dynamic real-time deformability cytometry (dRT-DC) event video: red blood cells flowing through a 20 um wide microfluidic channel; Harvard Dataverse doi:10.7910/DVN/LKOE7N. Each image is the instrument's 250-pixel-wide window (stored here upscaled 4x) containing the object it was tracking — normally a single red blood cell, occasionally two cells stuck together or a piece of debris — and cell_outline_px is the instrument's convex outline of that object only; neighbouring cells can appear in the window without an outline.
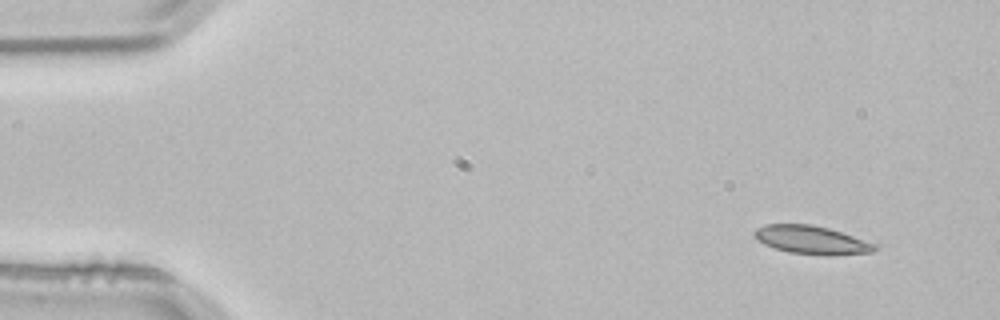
{"species": "common noctule bat (a hibernating species)", "species_latin": "Nyctalus noctula", "temperature_condition": "room temperature", "stored_images_in_passage": 3, "camera_frame_rate_fps": 3000, "um_per_image_px": 0.085, "animal": {"sex": "male", "body_mass_g": 21.5, "forearm_length_mm": 52.0}, "frame": {"image": 1, "passage_image": 1, "time_ms": 0.0, "image_size_px": [1000, 320], "cell_outline_px": [[880, 248], [872, 252], [828, 256], [788, 252], [764, 244], [752, 236], [752, 232], [756, 228], [764, 224], [812, 224], [828, 228], [876, 244]], "centroid_in_image_um": [68.96, 20.4], "position_along_channel_um": 16.0, "area_um2": 19.94}}
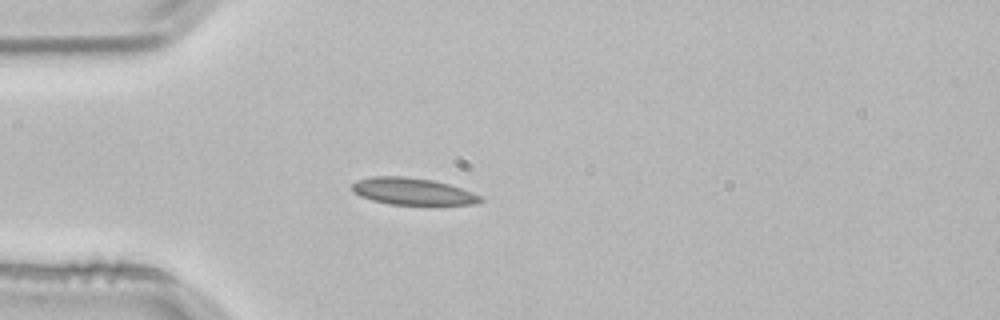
{"frame": {"image": 2, "passage_image": 3, "time_ms": 0.667, "image_size_px": [1000, 320], "cell_outline_px": [[484, 200], [476, 204], [436, 208], [388, 204], [372, 200], [360, 196], [352, 192], [352, 184], [356, 180], [372, 176], [404, 176], [432, 180], [448, 184], [472, 192], [480, 196]], "centroid_in_image_um": [35.13, 16.33], "position_along_channel_um": 49.9, "area_um2": 21.27}}